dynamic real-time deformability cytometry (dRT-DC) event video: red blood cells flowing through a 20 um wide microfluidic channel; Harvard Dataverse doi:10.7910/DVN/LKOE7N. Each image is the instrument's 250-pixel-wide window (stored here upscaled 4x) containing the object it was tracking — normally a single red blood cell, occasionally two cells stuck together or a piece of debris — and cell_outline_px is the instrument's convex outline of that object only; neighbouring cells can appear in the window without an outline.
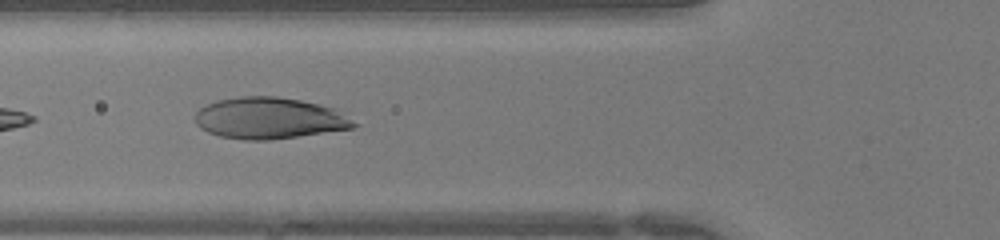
{"species": "human", "species_latin": "Homo sapiens", "temperature_condition": "warm", "stored_images_in_passage": 20, "camera_frame_rate_fps": 3000, "um_per_image_px": 0.085, "donor": {"sex": "female"}, "frame": {"image": 1, "passage_image": 15, "time_ms": 4.667, "image_size_px": [1000, 240], "cell_outline_px": [[360, 124], [352, 128], [268, 140], [244, 140], [220, 136], [208, 132], [200, 128], [196, 124], [196, 112], [204, 104], [216, 100], [240, 96], [276, 96], [300, 100], [320, 104], [336, 108]], "centroid_in_image_um": [22.89, 10.03], "position_along_channel_um": 102.9, "area_um2": 38.44}}